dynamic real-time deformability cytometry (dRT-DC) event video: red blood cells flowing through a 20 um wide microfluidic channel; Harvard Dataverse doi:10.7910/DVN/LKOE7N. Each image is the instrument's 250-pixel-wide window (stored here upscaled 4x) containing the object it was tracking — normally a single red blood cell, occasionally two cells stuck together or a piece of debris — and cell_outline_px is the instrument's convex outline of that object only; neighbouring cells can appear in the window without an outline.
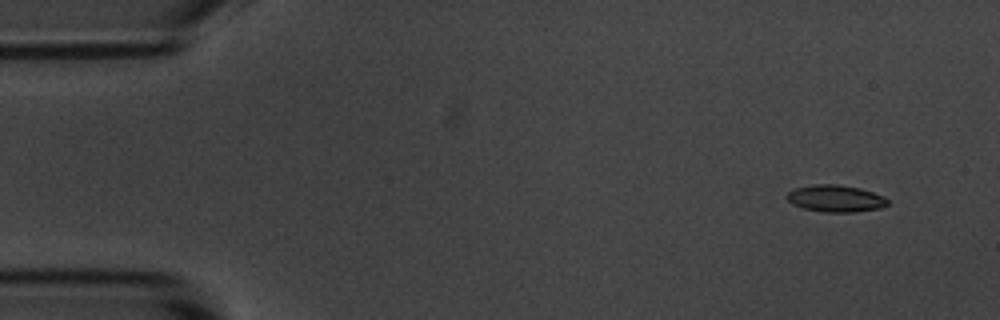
{"species": "common noctule bat (a hibernating species)", "species_latin": "Nyctalus noctula", "temperature_condition": "room temperature", "stored_images_in_passage": 5, "segment_of_instrument_passage": [1, 2], "camera_frame_rate_fps": 3000, "um_per_image_px": 0.085, "animal": {"sex": "male", "body_mass_g": 20.1, "forearm_length_mm": 53.5}, "frame": {"image": 1, "passage_image": 1, "time_ms": 0.0, "image_size_px": [1000, 320], "cell_outline_px": [[888, 204], [880, 208], [856, 212], [824, 212], [804, 208], [792, 204], [784, 196], [788, 192], [796, 188], [812, 184], [836, 184], [860, 188], [884, 196], [888, 200]], "centroid_in_image_um": [71.01, 16.87], "position_along_channel_um": 14.0, "area_um2": 15.84}}
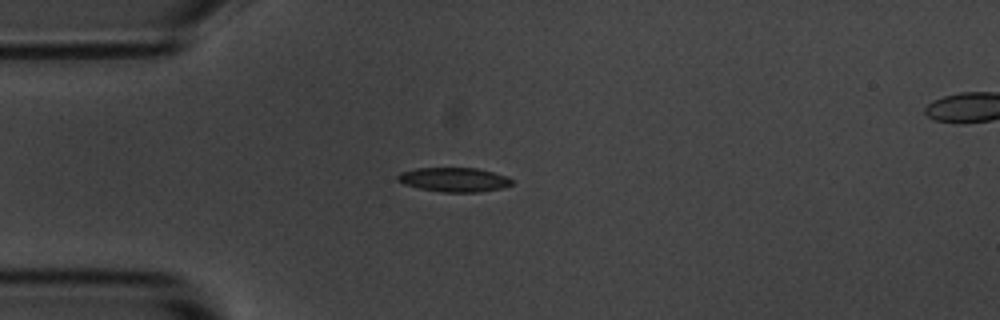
{"frame": {"image": 2, "passage_image": 4, "time_ms": 1.0, "image_size_px": [1000, 320], "cell_outline_px": [[512, 184], [500, 188], [476, 192], [440, 192], [420, 188], [404, 184], [396, 180], [396, 176], [400, 172], [416, 168], [476, 168], [508, 176], [512, 180]], "centroid_in_image_um": [38.55, 15.26], "position_along_channel_um": 46.4, "area_um2": 16.07}}